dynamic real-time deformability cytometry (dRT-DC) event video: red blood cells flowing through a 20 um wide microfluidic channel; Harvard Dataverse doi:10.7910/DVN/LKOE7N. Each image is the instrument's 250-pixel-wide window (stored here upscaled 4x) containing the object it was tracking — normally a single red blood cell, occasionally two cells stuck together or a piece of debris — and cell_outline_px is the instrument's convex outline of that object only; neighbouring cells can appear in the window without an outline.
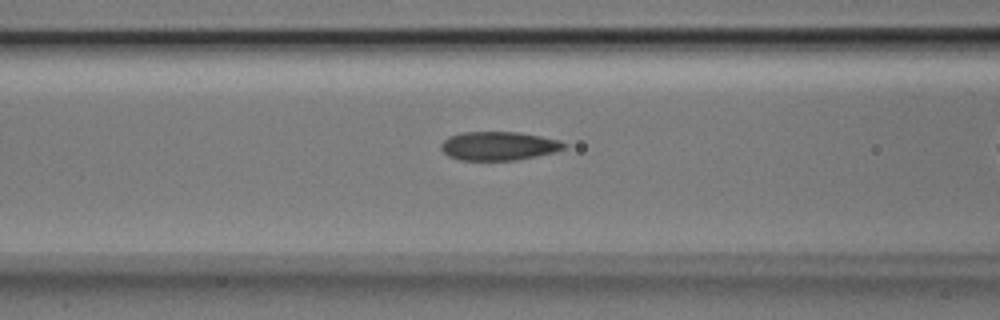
{"species": "Egyptian fruit bat (a non-hibernating species)", "species_latin": "Rousettus aegyptiacus", "temperature_condition": "room temperature", "stored_images_in_passage": 37, "camera_frame_rate_fps": 3000, "um_per_image_px": 0.085, "animal": {"sex": "male"}, "frame": {"image": 1, "passage_image": 17, "time_ms": 5.333, "image_size_px": [1000, 320], "cell_outline_px": [[568, 144], [564, 148], [556, 152], [516, 160], [460, 160], [448, 156], [440, 148], [440, 144], [448, 136], [464, 132], [520, 132], [560, 140]], "centroid_in_image_um": [42.39, 12.4], "position_along_channel_um": 124.2, "area_um2": 20.69}}
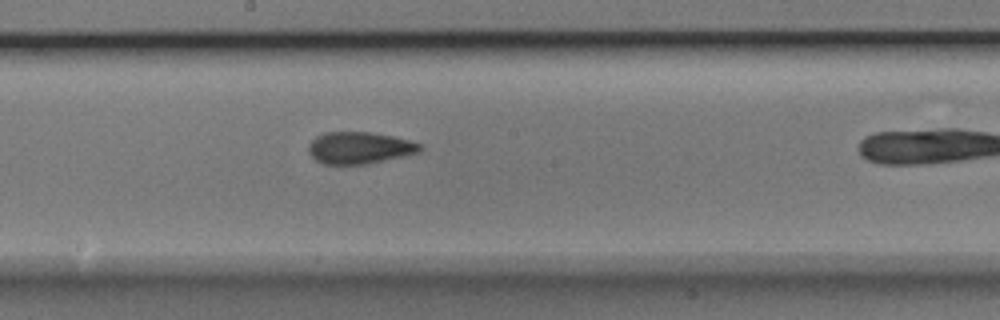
{"frame": {"image": 2, "passage_image": 24, "time_ms": 7.667, "image_size_px": [1000, 320], "cell_outline_px": [[424, 148], [416, 152], [368, 164], [324, 164], [316, 160], [308, 152], [308, 148], [312, 140], [316, 136], [324, 132], [368, 132], [392, 136], [424, 144]], "centroid_in_image_um": [30.54, 12.56], "position_along_channel_um": 217.7, "area_um2": 20.52}}
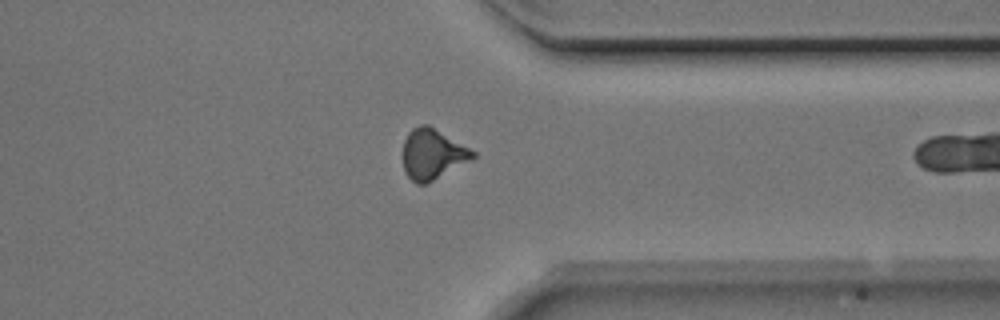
{"frame": {"image": 3, "passage_image": 36, "time_ms": 11.667, "image_size_px": [1000, 320], "cell_outline_px": [[476, 156], [472, 160], [424, 184], [416, 184], [404, 172], [400, 156], [404, 140], [408, 132], [412, 128], [420, 124], [428, 124], [476, 152]], "centroid_in_image_um": [36.7, 13.09], "position_along_channel_um": 374.7, "area_um2": 20.75}}